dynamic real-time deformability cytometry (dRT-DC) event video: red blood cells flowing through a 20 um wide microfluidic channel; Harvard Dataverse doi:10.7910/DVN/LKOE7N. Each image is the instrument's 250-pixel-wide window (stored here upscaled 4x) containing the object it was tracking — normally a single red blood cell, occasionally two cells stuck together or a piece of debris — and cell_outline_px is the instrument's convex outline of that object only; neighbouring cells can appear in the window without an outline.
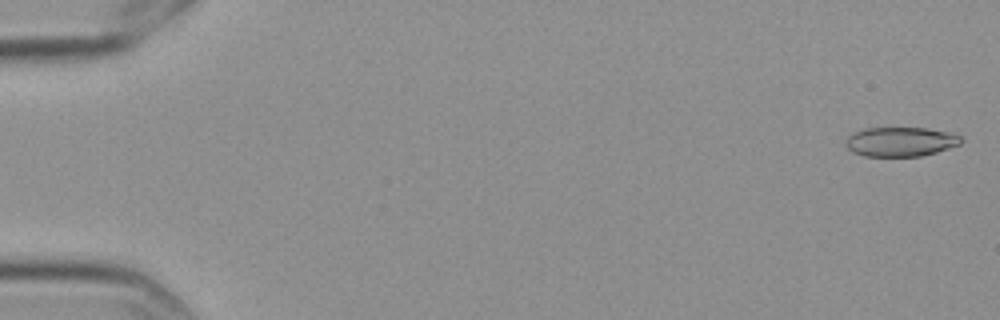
{"species": "Egyptian fruit bat (a non-hibernating species)", "species_latin": "Rousettus aegyptiacus", "temperature_condition": "cold", "stored_images_in_passage": 4, "camera_frame_rate_fps": 3000, "um_per_image_px": 0.085, "frame": {"image": 1, "passage_image": 1, "time_ms": 0.0, "image_size_px": [1000, 320], "cell_outline_px": [[964, 140], [960, 144], [936, 152], [920, 156], [864, 156], [852, 152], [848, 148], [844, 140], [848, 136], [856, 132], [868, 128], [928, 128], [948, 132], [960, 136]], "centroid_in_image_um": [76.55, 12.05], "position_along_channel_um": 8.4, "area_um2": 19.65}}